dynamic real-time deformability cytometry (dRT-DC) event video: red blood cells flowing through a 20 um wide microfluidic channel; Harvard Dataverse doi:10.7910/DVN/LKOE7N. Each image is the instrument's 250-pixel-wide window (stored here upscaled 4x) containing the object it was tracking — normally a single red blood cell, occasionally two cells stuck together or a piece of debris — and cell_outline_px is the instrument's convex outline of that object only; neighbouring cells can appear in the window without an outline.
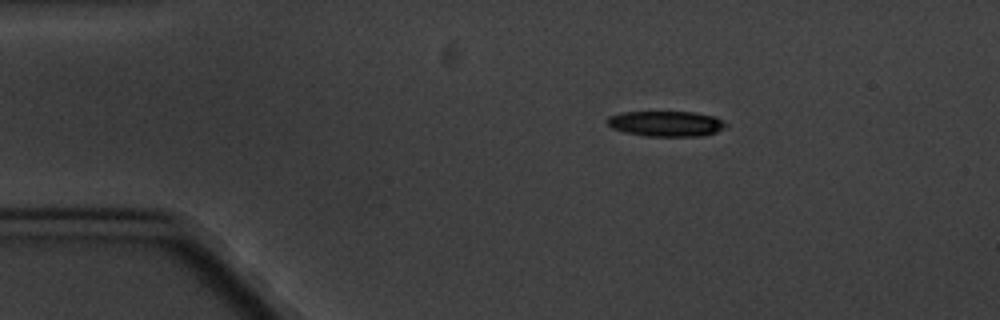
{"species": "common noctule bat (a hibernating species)", "species_latin": "Nyctalus noctula", "temperature_condition": "cold", "stored_images_in_passage": 5, "camera_frame_rate_fps": 3000, "um_per_image_px": 0.085, "animal": {"sex": "male", "body_mass_g": 20.1, "forearm_length_mm": 53.5}, "frame": {"image": 1, "passage_image": 3, "time_ms": 2.333, "image_size_px": [1000, 320], "cell_outline_px": [[728, 124], [724, 128], [716, 132], [700, 136], [648, 136], [628, 132], [612, 128], [604, 120], [608, 116], [624, 112], [692, 112], [716, 116]], "centroid_in_image_um": [56.63, 10.5], "position_along_channel_um": 28.4, "area_um2": 17.51}}